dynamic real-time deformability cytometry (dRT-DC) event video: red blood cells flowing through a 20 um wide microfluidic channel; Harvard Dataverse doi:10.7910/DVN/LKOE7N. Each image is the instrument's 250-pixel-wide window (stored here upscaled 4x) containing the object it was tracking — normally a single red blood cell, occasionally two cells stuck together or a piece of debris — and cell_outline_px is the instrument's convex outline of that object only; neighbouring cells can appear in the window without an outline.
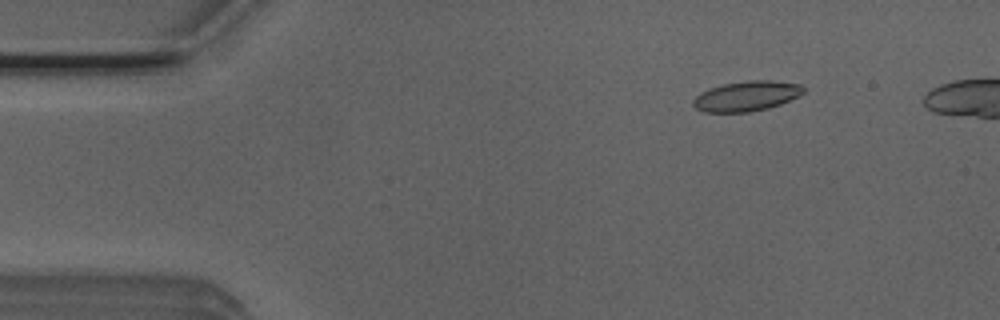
{"species": "Egyptian fruit bat (a non-hibernating species)", "species_latin": "Rousettus aegyptiacus", "temperature_condition": "room temperature", "stored_images_in_passage": 47, "camera_frame_rate_fps": 3000, "um_per_image_px": 0.085, "animal": {"sex": "male"}, "frame": {"image": 1, "passage_image": 7, "time_ms": 2.0, "image_size_px": [1000, 320], "cell_outline_px": [[804, 92], [780, 104], [768, 108], [748, 112], [704, 112], [696, 108], [692, 104], [692, 100], [700, 92], [708, 88], [724, 84], [748, 80], [768, 80], [800, 84], [804, 88]], "centroid_in_image_um": [63.4, 8.16], "position_along_channel_um": 21.6, "area_um2": 19.19}}
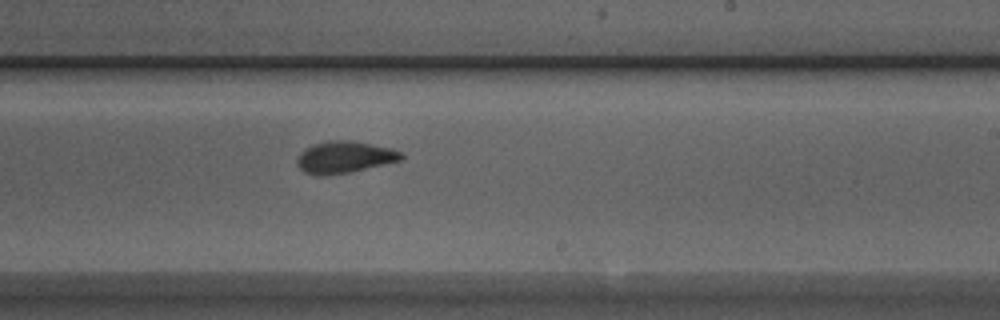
{"frame": {"image": 2, "passage_image": 31, "time_ms": 10.0, "image_size_px": [1000, 320], "cell_outline_px": [[404, 156], [400, 160], [348, 172], [324, 176], [316, 176], [304, 172], [296, 164], [296, 160], [300, 152], [304, 148], [312, 144], [328, 140], [352, 140], [388, 148], [400, 152]], "centroid_in_image_um": [29.18, 13.35], "position_along_channel_um": 259.8, "area_um2": 19.19}}
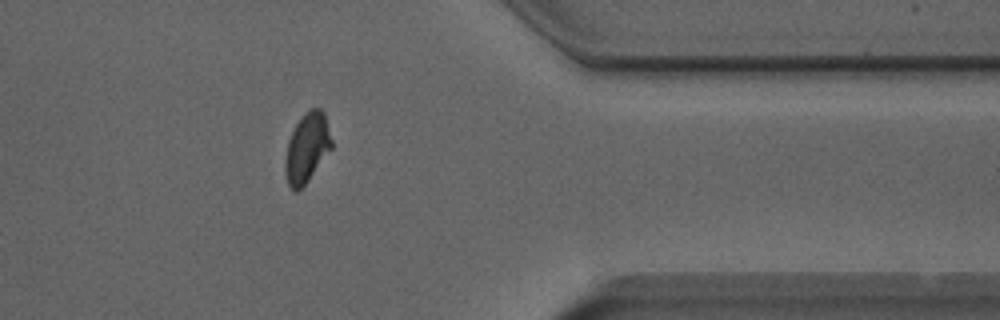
{"frame": {"image": 3, "passage_image": 42, "time_ms": 13.667, "image_size_px": [1000, 320], "cell_outline_px": [[332, 148], [308, 180], [296, 192], [288, 184], [284, 172], [284, 160], [288, 140], [296, 124], [304, 112], [308, 108], [320, 108], [324, 112], [332, 140]], "centroid_in_image_um": [26.08, 12.54], "position_along_channel_um": 385.3, "area_um2": 18.79}, "authors_computed_cell_mechanics": {"area_um2": 19.1318, "velocity_mm_per_s": 3.9221, "shape_relaxation_time_tau1_ms": 6.0894, "shape_relaxation_time_tau2_ms": 1.3528, "deformation_change_tau1": 0.1514, "deformation_change_tau2": 0.0575}}